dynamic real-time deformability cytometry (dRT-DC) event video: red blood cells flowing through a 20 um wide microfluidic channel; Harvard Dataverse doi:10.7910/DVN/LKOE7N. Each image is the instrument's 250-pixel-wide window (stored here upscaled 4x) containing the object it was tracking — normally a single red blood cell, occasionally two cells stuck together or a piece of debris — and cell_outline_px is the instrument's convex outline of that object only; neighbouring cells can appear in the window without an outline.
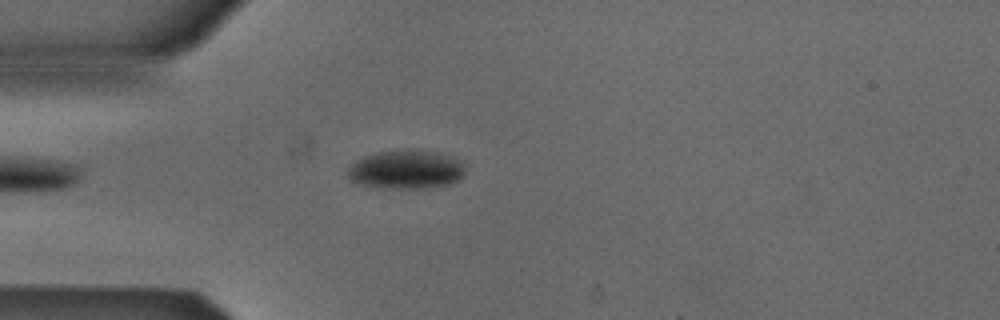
{"species": "Egyptian fruit bat (a non-hibernating species)", "species_latin": "Rousettus aegyptiacus", "temperature_condition": "cold", "stored_images_in_passage": 5, "camera_frame_rate_fps": 3000, "um_per_image_px": 0.085, "animal": {"sex": "male"}, "frame": {"image": 1, "passage_image": 5, "time_ms": 1.333, "image_size_px": [1000, 320], "cell_outline_px": [[464, 172], [460, 180], [448, 184], [424, 188], [376, 188], [348, 180], [348, 168], [356, 160], [364, 156], [380, 152], [440, 152], [452, 156], [460, 160], [464, 164]], "centroid_in_image_um": [34.52, 14.45], "position_along_channel_um": 50.5, "area_um2": 26.07}}